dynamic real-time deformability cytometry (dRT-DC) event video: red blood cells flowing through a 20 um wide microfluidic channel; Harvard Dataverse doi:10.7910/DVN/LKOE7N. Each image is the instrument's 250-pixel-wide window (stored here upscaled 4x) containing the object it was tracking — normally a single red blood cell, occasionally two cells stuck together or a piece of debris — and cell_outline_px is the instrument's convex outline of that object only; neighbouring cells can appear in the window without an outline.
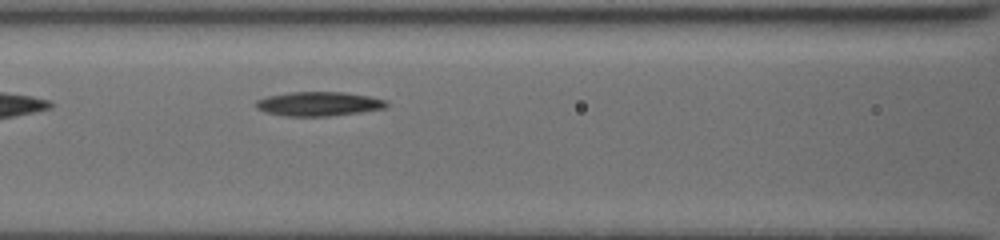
{"species": "common noctule bat (a hibernating species)", "species_latin": "Nyctalus noctula", "temperature_condition": "cold", "stored_images_in_passage": 29, "camera_frame_rate_fps": 3000, "um_per_image_px": 0.085, "animal": {"sex": "female", "body_mass_g": 19.5, "forearm_length_mm": 54.1}, "frame": {"image": 1, "passage_image": 6, "time_ms": 1.667, "image_size_px": [1000, 240], "cell_outline_px": [[388, 104], [384, 108], [360, 112], [328, 116], [284, 116], [268, 112], [256, 108], [256, 100], [268, 96], [288, 92], [344, 92], [368, 96], [388, 100]], "centroid_in_image_um": [27.1, 8.82], "position_along_channel_um": 139.5, "area_um2": 18.32}}
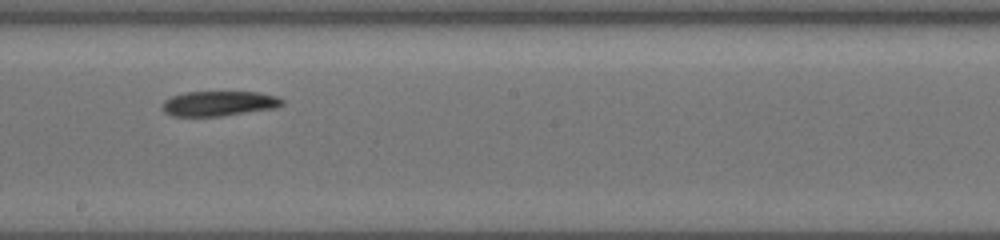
{"frame": {"image": 2, "passage_image": 13, "time_ms": 4.0, "image_size_px": [1000, 240], "cell_outline_px": [[284, 104], [276, 108], [220, 116], [172, 116], [164, 112], [160, 108], [164, 100], [172, 96], [184, 92], [260, 92], [276, 96], [284, 100]], "centroid_in_image_um": [18.59, 8.79], "position_along_channel_um": 229.6, "area_um2": 17.57}}
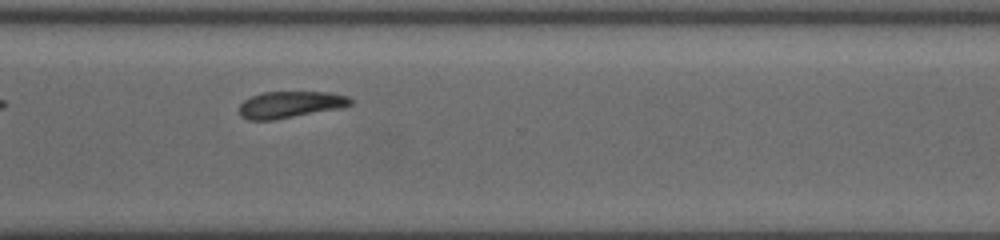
{"frame": {"image": 3, "passage_image": 22, "time_ms": 7.0, "image_size_px": [1000, 240], "cell_outline_px": [[352, 104], [336, 108], [272, 120], [248, 120], [240, 116], [240, 104], [244, 100], [252, 96], [264, 92], [332, 92], [348, 96], [352, 100]], "centroid_in_image_um": [24.63, 8.87], "position_along_channel_um": 346.0, "area_um2": 16.94}}